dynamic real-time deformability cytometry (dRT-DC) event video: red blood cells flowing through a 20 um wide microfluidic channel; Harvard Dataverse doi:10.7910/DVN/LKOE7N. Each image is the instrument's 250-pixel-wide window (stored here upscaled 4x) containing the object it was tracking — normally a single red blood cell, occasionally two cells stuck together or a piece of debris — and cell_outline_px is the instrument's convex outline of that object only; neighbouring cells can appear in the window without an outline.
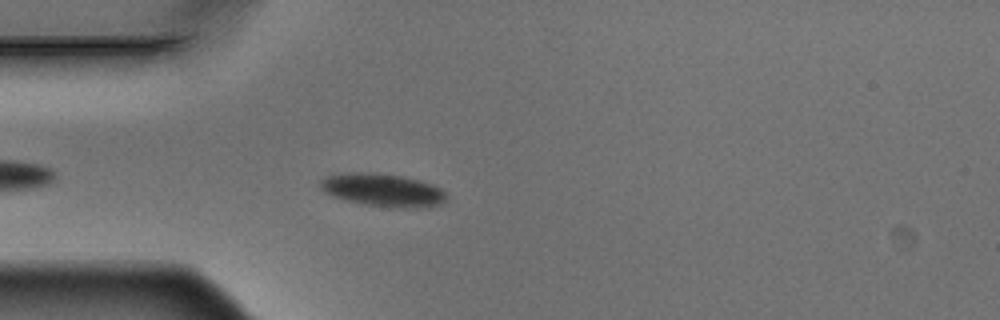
{"species": "Egyptian fruit bat (a non-hibernating species)", "species_latin": "Rousettus aegyptiacus", "temperature_condition": "warm", "stored_images_in_passage": 5, "camera_frame_rate_fps": 3000, "um_per_image_px": 0.085, "animal": {"sex": "male"}, "frame": {"image": 1, "passage_image": 5, "time_ms": 1.333, "image_size_px": [1000, 320], "cell_outline_px": [[448, 196], [444, 204], [428, 208], [388, 208], [364, 204], [332, 196], [324, 192], [320, 188], [320, 180], [328, 176], [352, 172], [368, 172], [404, 176], [436, 184]], "centroid_in_image_um": [32.63, 16.17], "position_along_channel_um": 52.4, "area_um2": 24.68}}